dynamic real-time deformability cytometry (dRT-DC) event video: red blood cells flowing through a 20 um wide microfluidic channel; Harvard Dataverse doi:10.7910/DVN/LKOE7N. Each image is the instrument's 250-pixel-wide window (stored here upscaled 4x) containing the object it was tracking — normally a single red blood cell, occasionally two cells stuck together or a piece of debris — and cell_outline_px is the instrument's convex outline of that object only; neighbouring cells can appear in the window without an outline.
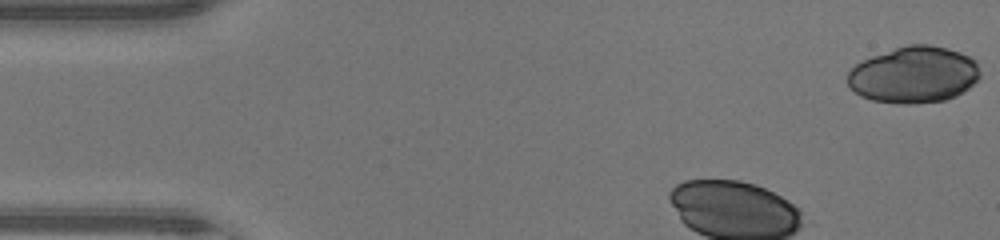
{"species": "human", "species_latin": "Homo sapiens", "temperature_condition": "warm", "stored_images_in_passage": 34, "camera_frame_rate_fps": 3000, "um_per_image_px": 0.085, "donor": {"sex": "male"}, "frame": {"image": 1, "passage_image": 1, "time_ms": 0.0, "image_size_px": [1000, 240], "cell_outline_px": [[980, 76], [968, 88], [956, 96], [944, 100], [916, 104], [900, 104], [872, 100], [860, 96], [848, 84], [848, 72], [856, 64], [872, 56], [908, 44], [928, 44], [948, 48], [960, 52], [976, 60], [980, 72]], "centroid_in_image_um": [77.69, 6.36], "position_along_channel_um": 7.3, "area_um2": 43.58}}
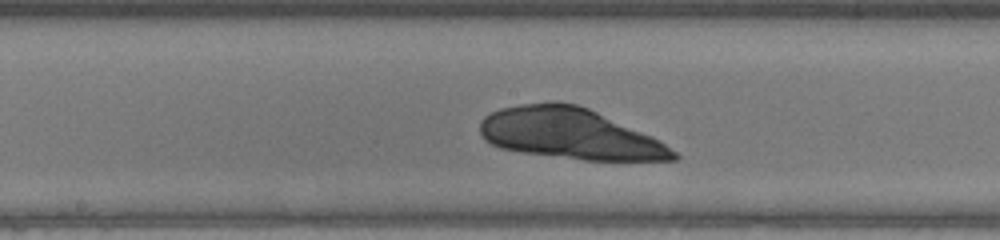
{"frame": {"image": 2, "passage_image": 19, "time_ms": 6.0, "image_size_px": [1000, 240], "cell_outline_px": [[680, 156], [676, 160], [584, 160], [520, 152], [500, 148], [484, 140], [480, 132], [480, 120], [484, 116], [500, 108], [520, 104], [548, 100], [556, 100], [576, 104], [588, 108], [652, 136], [660, 140], [676, 152]], "centroid_in_image_um": [48.4, 11.35], "position_along_channel_um": 199.8, "area_um2": 57.57}}
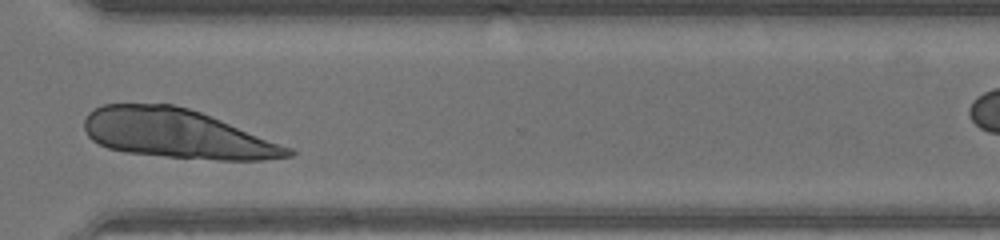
{"frame": {"image": 3, "passage_image": 30, "time_ms": 9.667, "image_size_px": [1000, 240], "cell_outline_px": [[296, 152], [292, 156], [264, 160], [216, 160], [164, 156], [124, 152], [108, 148], [92, 140], [88, 136], [84, 128], [84, 120], [88, 112], [104, 104], [172, 104], [188, 108], [200, 112], [292, 148]], "centroid_in_image_um": [15.02, 11.37], "position_along_channel_um": 355.6, "area_um2": 58.09}}